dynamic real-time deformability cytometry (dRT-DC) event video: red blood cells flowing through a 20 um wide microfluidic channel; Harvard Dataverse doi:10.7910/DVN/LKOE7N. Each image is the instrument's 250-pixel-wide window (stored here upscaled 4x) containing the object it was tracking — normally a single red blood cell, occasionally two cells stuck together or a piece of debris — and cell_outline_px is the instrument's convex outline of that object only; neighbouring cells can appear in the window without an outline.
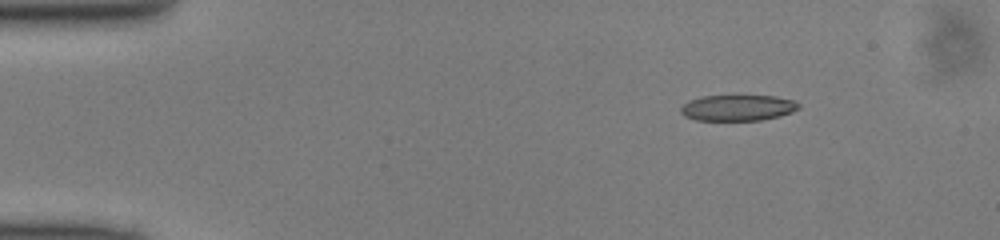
{"species": "common noctule bat (a hibernating species)", "species_latin": "Nyctalus noctula", "temperature_condition": "cold", "stored_images_in_passage": 43, "camera_frame_rate_fps": 3000, "um_per_image_px": 0.085, "animal": {"sex": "male", "body_mass_g": 13.0, "forearm_length_mm": 53.1}, "frame": {"image": 1, "passage_image": 1, "time_ms": 0.0, "image_size_px": [1000, 240], "cell_outline_px": [[800, 108], [792, 112], [780, 116], [760, 120], [696, 120], [684, 116], [680, 112], [680, 108], [688, 100], [704, 96], [776, 96], [792, 100], [800, 104]], "centroid_in_image_um": [62.71, 9.16], "position_along_channel_um": 22.3, "area_um2": 17.8}}
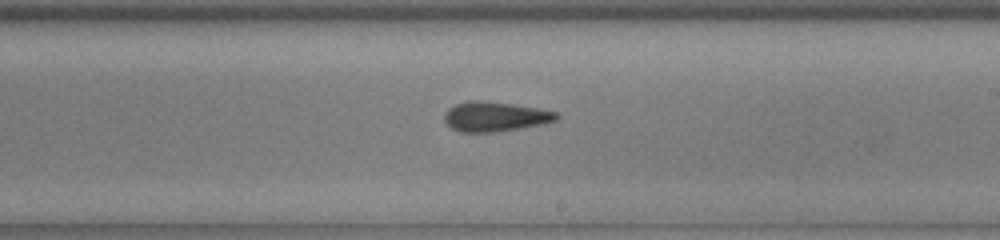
{"frame": {"image": 2, "passage_image": 23, "time_ms": 7.333, "image_size_px": [1000, 240], "cell_outline_px": [[560, 116], [556, 120], [544, 124], [496, 132], [460, 132], [452, 128], [444, 120], [444, 112], [448, 108], [456, 104], [468, 100], [480, 100], [512, 104], [536, 108], [556, 112]], "centroid_in_image_um": [42.06, 9.91], "position_along_channel_um": 246.9, "area_um2": 19.42}}
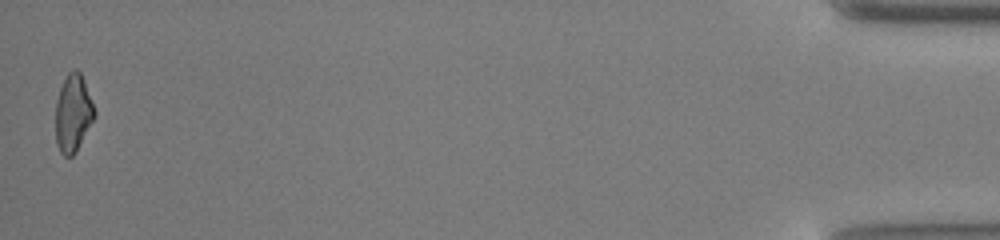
{"frame": {"image": 3, "passage_image": 43, "time_ms": 14.0, "image_size_px": [1000, 240], "cell_outline_px": [[96, 116], [76, 152], [72, 156], [64, 156], [60, 152], [56, 144], [56, 100], [60, 88], [68, 72], [76, 68], [80, 72], [84, 80], [96, 112]], "centroid_in_image_um": [6.22, 9.63], "position_along_channel_um": 429.0, "area_um2": 17.63}}